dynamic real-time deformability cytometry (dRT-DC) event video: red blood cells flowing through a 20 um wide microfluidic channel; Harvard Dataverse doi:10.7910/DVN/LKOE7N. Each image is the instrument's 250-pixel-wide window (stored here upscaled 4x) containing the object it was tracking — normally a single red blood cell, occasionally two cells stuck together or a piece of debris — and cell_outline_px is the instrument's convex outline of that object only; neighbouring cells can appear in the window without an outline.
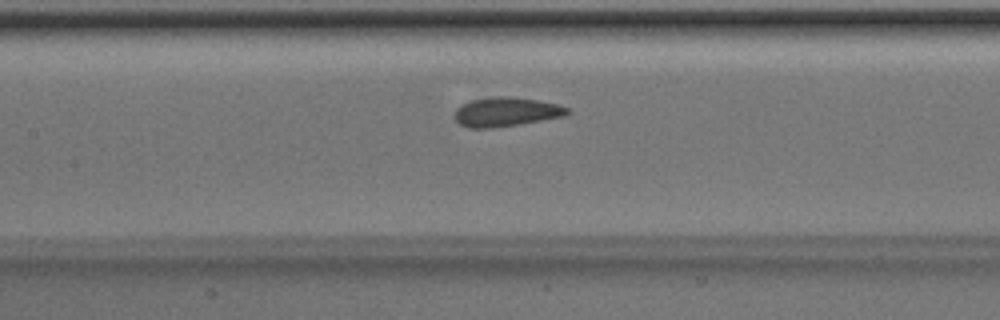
{"species": "Egyptian fruit bat (a non-hibernating species)", "species_latin": "Rousettus aegyptiacus", "temperature_condition": "room temperature", "stored_images_in_passage": 44, "camera_frame_rate_fps": 3000, "um_per_image_px": 0.085, "animal": {"sex": "male"}, "frame": {"image": 1, "passage_image": 17, "time_ms": 5.333, "image_size_px": [1000, 320], "cell_outline_px": [[572, 112], [564, 116], [492, 128], [468, 128], [460, 124], [456, 120], [456, 108], [460, 104], [472, 100], [492, 96], [508, 96], [536, 100], [560, 104], [568, 108]], "centroid_in_image_um": [43.02, 9.5], "position_along_channel_um": 164.4, "area_um2": 19.07}}
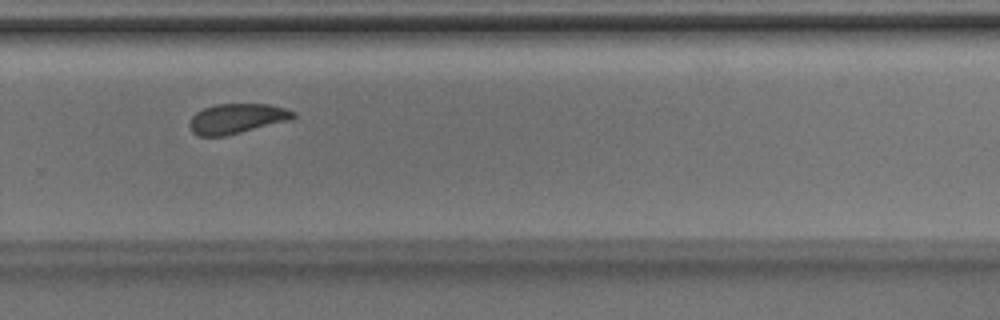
{"frame": {"image": 2, "passage_image": 28, "time_ms": 9.0, "image_size_px": [1000, 320], "cell_outline_px": [[296, 116], [292, 120], [224, 136], [200, 136], [192, 132], [188, 124], [192, 116], [196, 112], [204, 108], [216, 104], [268, 104], [284, 108], [296, 112]], "centroid_in_image_um": [20.14, 10.08], "position_along_channel_um": 309.7, "area_um2": 18.15}}
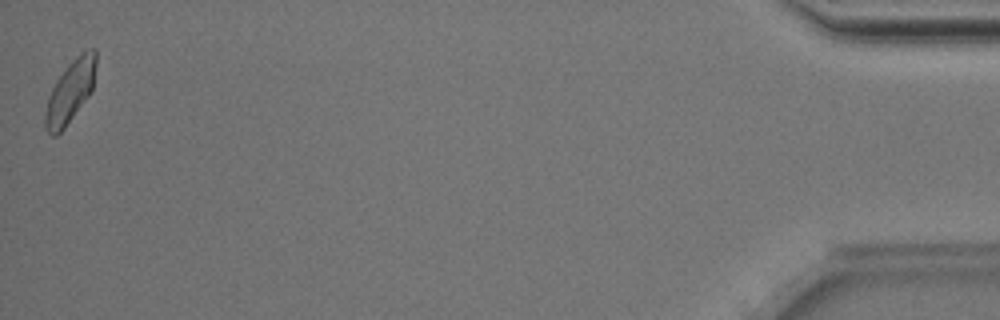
{"frame": {"image": 3, "passage_image": 44, "time_ms": 14.333, "image_size_px": [1000, 320], "cell_outline_px": [[96, 64], [92, 92], [64, 128], [56, 136], [52, 136], [44, 128], [44, 112], [48, 96], [56, 80], [68, 64], [80, 52], [88, 48], [96, 48]], "centroid_in_image_um": [5.96, 7.77], "position_along_channel_um": 429.2, "area_um2": 18.67}, "authors_computed_cell_mechanics": {"area_um2": 18.9295, "velocity_mm_per_s": 3.9832, "shape_relaxation_time_tau1_ms": 5.6088, "shape_relaxation_time_tau2_ms": null, "deformation_change_tau1": 0.1042, "deformation_change_tau2": null}}